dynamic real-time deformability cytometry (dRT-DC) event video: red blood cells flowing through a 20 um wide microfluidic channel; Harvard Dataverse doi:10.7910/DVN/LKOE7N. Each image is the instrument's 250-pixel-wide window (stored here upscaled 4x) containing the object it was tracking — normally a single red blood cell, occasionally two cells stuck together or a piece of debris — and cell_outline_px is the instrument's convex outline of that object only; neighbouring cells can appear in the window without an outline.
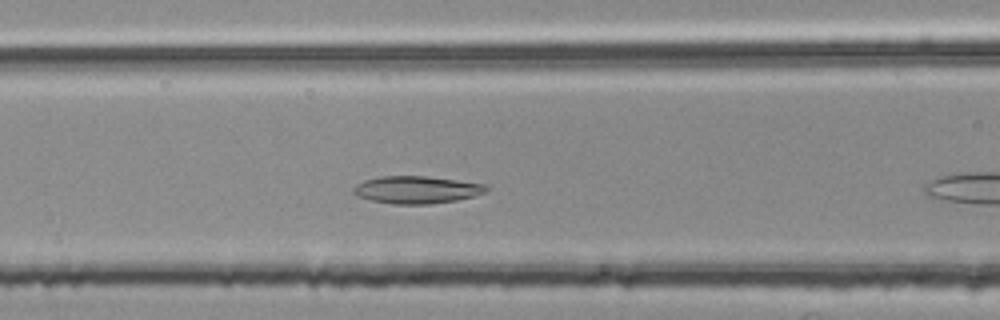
{"species": "common noctule bat (a hibernating species)", "species_latin": "Nyctalus noctula", "temperature_condition": "room temperature", "stored_images_in_passage": 9, "camera_frame_rate_fps": 3000, "um_per_image_px": 0.085, "animal": {"sex": "female", "body_mass_g": 25.1}, "frame": {"image": 1, "passage_image": 8, "time_ms": 2.333, "image_size_px": [1000, 320], "cell_outline_px": [[488, 188], [484, 192], [472, 196], [456, 200], [432, 204], [392, 204], [372, 200], [356, 196], [352, 192], [352, 188], [356, 184], [364, 180], [380, 176], [428, 176], [484, 184]], "centroid_in_image_um": [35.34, 16.13], "position_along_channel_um": 131.3, "area_um2": 21.15}}